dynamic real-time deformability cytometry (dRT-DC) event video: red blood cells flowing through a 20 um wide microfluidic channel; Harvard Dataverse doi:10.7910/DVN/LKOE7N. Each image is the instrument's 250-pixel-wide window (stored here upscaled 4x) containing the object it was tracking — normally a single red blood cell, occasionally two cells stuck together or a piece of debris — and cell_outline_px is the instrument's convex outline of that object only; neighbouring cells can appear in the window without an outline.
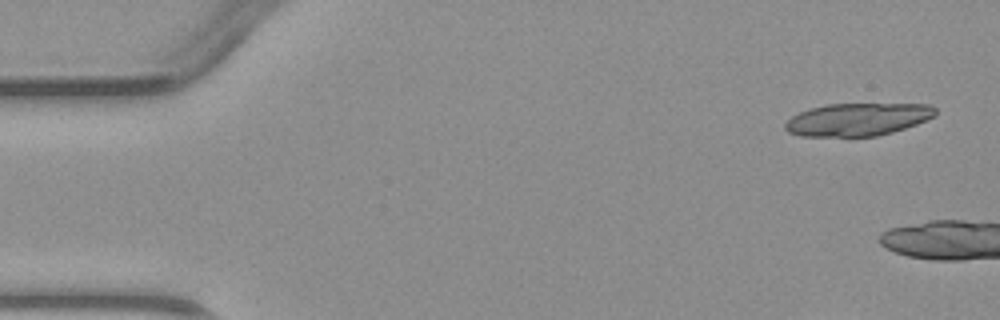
{"species": "common noctule bat (a hibernating species)", "species_latin": "Nyctalus noctula", "temperature_condition": "warm", "stored_images_in_passage": 2, "camera_frame_rate_fps": 3000, "um_per_image_px": 0.085, "animal": {"sex": "male", "body_mass_g": 23.1, "forearm_length_mm": 52.7}, "frame": {"image": 1, "passage_image": 1, "time_ms": 0.0, "image_size_px": [1000, 320], "cell_outline_px": [[936, 116], [916, 124], [892, 132], [876, 136], [800, 136], [788, 132], [784, 128], [784, 124], [792, 116], [800, 112], [812, 108], [828, 104], [932, 104], [936, 108]], "centroid_in_image_um": [72.92, 10.15], "position_along_channel_um": 12.1, "area_um2": 28.55}}